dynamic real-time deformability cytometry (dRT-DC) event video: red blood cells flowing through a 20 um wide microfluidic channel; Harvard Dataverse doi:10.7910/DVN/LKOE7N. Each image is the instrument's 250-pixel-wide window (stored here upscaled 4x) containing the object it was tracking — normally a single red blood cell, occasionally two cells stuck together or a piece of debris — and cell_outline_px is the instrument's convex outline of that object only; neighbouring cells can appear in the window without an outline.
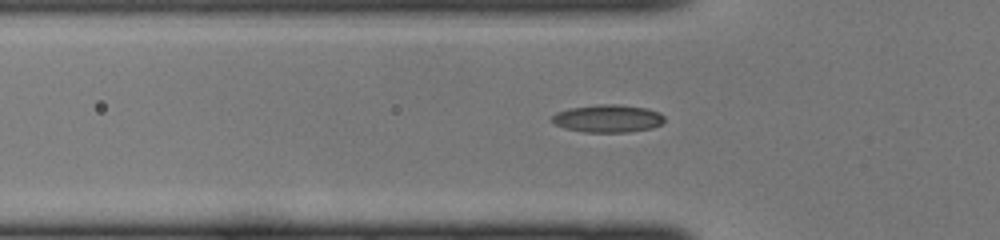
{"species": "common noctule bat (a hibernating species)", "species_latin": "Nyctalus noctula", "temperature_condition": "cold", "stored_images_in_passage": 28, "camera_frame_rate_fps": 3000, "um_per_image_px": 0.085, "animal": {"sex": "female", "body_mass_g": 22.0, "forearm_length_mm": 56.7}, "frame": {"image": 1, "passage_image": 3, "time_ms": 0.667, "image_size_px": [1000, 240], "cell_outline_px": [[664, 120], [660, 124], [652, 128], [628, 132], [584, 132], [564, 128], [556, 124], [552, 120], [552, 116], [556, 112], [568, 108], [600, 104], [620, 104], [648, 108], [660, 112], [664, 116]], "centroid_in_image_um": [51.68, 10.06], "position_along_channel_um": 74.1, "area_um2": 18.26}}
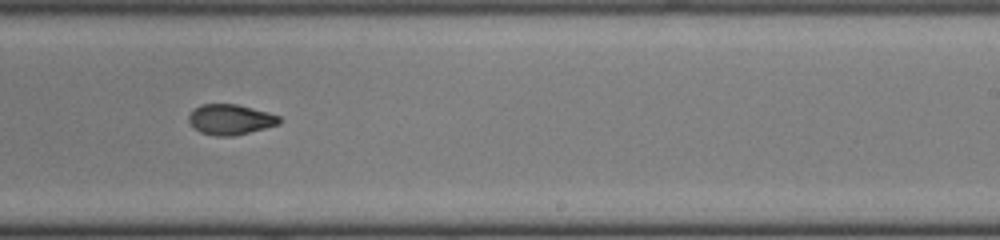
{"frame": {"image": 2, "passage_image": 16, "time_ms": 5.0, "image_size_px": [1000, 240], "cell_outline_px": [[284, 120], [280, 124], [232, 136], [216, 136], [200, 132], [188, 120], [188, 116], [200, 104], [236, 104], [268, 112], [280, 116]], "centroid_in_image_um": [19.63, 10.15], "position_along_channel_um": 269.4, "area_um2": 15.9}}
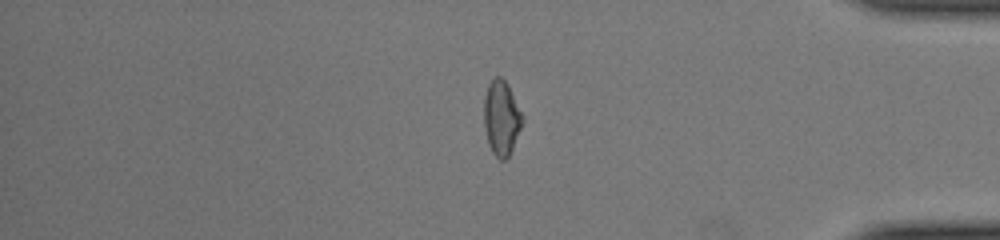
{"frame": {"image": 3, "passage_image": 26, "time_ms": 8.333, "image_size_px": [1000, 240], "cell_outline_px": [[524, 120], [512, 148], [508, 156], [504, 160], [500, 160], [492, 152], [488, 144], [484, 128], [484, 96], [488, 84], [496, 76], [500, 76], [508, 84], [524, 116]], "centroid_in_image_um": [42.62, 10.0], "position_along_channel_um": 392.6, "area_um2": 16.82}}